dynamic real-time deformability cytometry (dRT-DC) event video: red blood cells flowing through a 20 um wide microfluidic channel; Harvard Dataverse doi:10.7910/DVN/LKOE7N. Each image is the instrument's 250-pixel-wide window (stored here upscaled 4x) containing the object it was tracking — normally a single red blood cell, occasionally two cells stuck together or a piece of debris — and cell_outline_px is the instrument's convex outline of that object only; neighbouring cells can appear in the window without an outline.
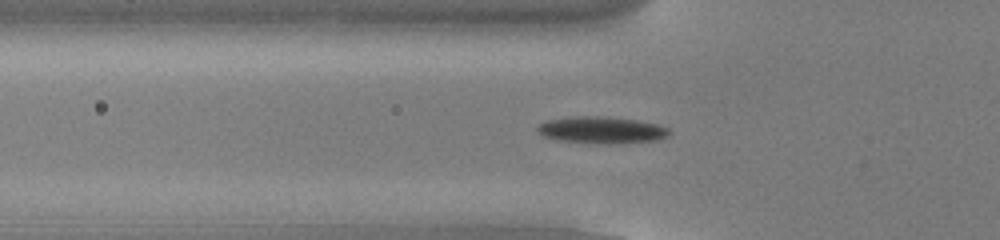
{"species": "common noctule bat (a hibernating species)", "species_latin": "Nyctalus noctula", "temperature_condition": "cold", "stored_images_in_passage": 54, "camera_frame_rate_fps": 3000, "um_per_image_px": 0.085, "animal": {"sex": "male", "body_mass_g": 13.0, "forearm_length_mm": 53.1}, "frame": {"image": 1, "passage_image": 18, "time_ms": 5.667, "image_size_px": [1000, 240], "cell_outline_px": [[672, 132], [668, 136], [656, 140], [616, 144], [600, 144], [560, 140], [544, 136], [536, 128], [540, 124], [548, 120], [576, 116], [600, 116], [636, 120], [656, 124], [668, 128]], "centroid_in_image_um": [51.18, 11.06], "position_along_channel_um": 74.6, "area_um2": 20.46}}
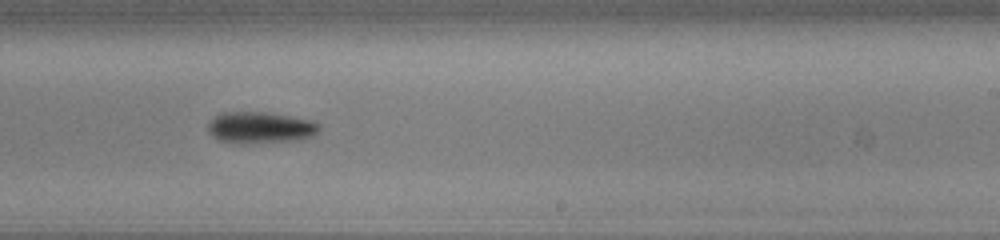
{"frame": {"image": 2, "passage_image": 33, "time_ms": 10.667, "image_size_px": [1000, 240], "cell_outline_px": [[320, 132], [312, 136], [300, 140], [244, 144], [236, 144], [220, 140], [212, 136], [208, 132], [208, 120], [220, 112], [264, 112], [316, 120], [320, 124]], "centroid_in_image_um": [22.14, 10.85], "position_along_channel_um": 266.9, "area_um2": 20.98}}
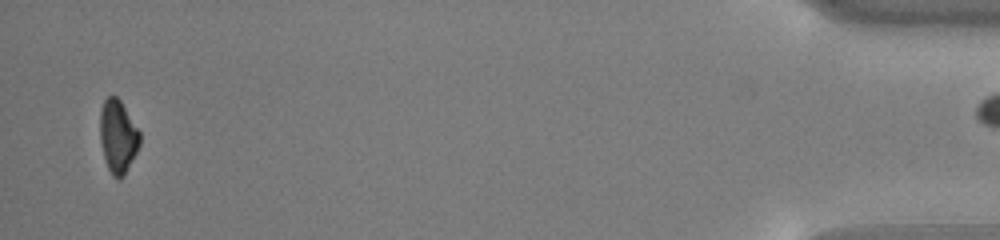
{"frame": {"image": 3, "passage_image": 52, "time_ms": 17.0, "image_size_px": [1000, 240], "cell_outline_px": [[140, 144], [124, 176], [120, 180], [116, 180], [112, 176], [104, 160], [100, 144], [100, 112], [104, 100], [108, 96], [116, 96], [120, 100], [140, 132]], "centroid_in_image_um": [10.0, 11.64], "position_along_channel_um": 425.2, "area_um2": 17.05}, "authors_computed_cell_mechanics": {"area_um2": 18.8428, "velocity_mm_per_s": 3.8423, "shape_relaxation_time_tau1_ms": 3.0103, "shape_relaxation_time_tau2_ms": null, "deformation_change_tau1": 0.1214, "deformation_change_tau2": null}}